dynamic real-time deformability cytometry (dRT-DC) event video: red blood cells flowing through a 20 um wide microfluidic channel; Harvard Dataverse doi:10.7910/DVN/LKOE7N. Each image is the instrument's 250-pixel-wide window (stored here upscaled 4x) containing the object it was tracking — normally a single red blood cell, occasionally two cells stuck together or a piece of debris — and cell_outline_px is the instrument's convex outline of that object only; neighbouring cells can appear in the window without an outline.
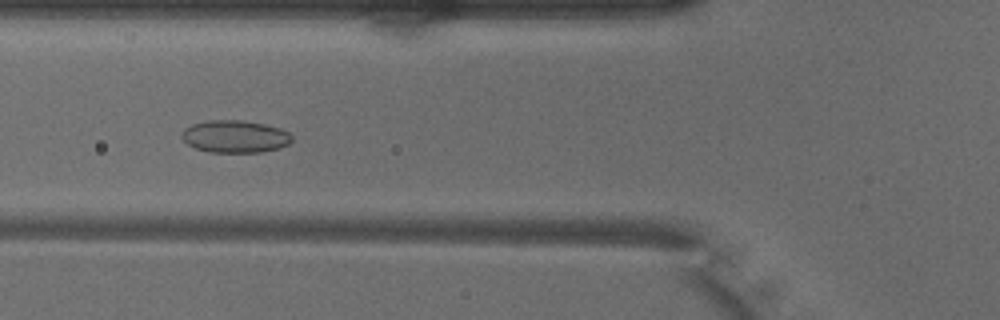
{"species": "common noctule bat (a hibernating species)", "species_latin": "Nyctalus noctula", "temperature_condition": "warm", "stored_images_in_passage": 44, "camera_frame_rate_fps": 3000, "um_per_image_px": 0.085, "animal": {"sex": "male", "body_mass_g": 18.8}, "frame": {"image": 1, "passage_image": 12, "time_ms": 3.667, "image_size_px": [1000, 320], "cell_outline_px": [[292, 140], [288, 144], [276, 148], [260, 152], [208, 152], [196, 148], [188, 144], [184, 140], [184, 128], [192, 124], [208, 120], [240, 120], [264, 124], [280, 128], [288, 132], [292, 136]], "centroid_in_image_um": [19.98, 11.59], "position_along_channel_um": 105.8, "area_um2": 20.52}}
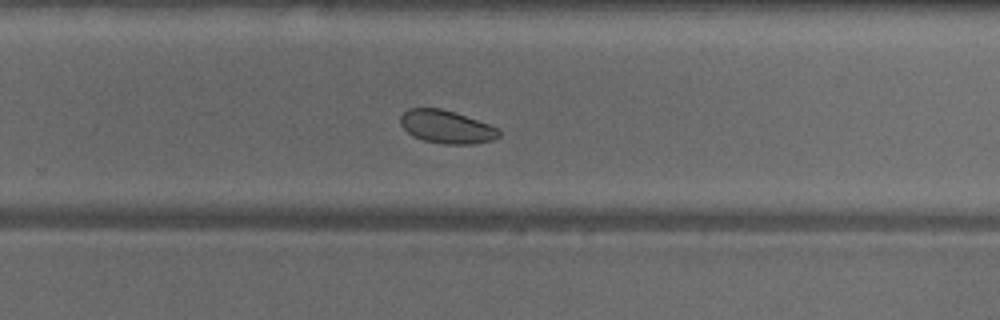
{"frame": {"image": 2, "passage_image": 26, "time_ms": 8.333, "image_size_px": [1000, 320], "cell_outline_px": [[500, 136], [492, 140], [472, 144], [444, 144], [424, 140], [412, 136], [400, 124], [400, 116], [408, 108], [440, 108], [488, 124], [496, 128], [500, 132]], "centroid_in_image_um": [37.91, 10.79], "position_along_channel_um": 291.9, "area_um2": 18.67}}
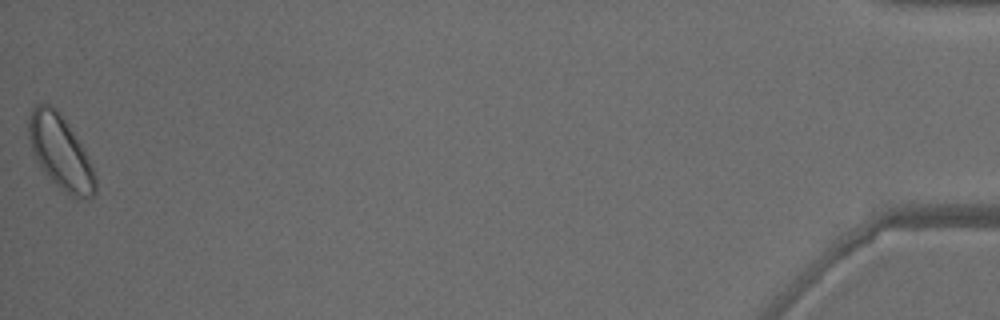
{"frame": {"image": 3, "passage_image": 44, "time_ms": 14.333, "image_size_px": [1000, 320], "cell_outline_px": [[96, 192], [92, 196], [84, 200], [80, 200], [72, 196], [60, 188], [44, 172], [36, 160], [32, 152], [28, 136], [28, 120], [32, 108], [36, 104], [48, 104], [56, 108], [60, 112], [68, 124], [80, 144], [96, 176]], "centroid_in_image_um": [5.12, 12.95], "position_along_channel_um": 430.1, "area_um2": 28.38}, "authors_computed_cell_mechanics": {"area_um2": 20.3745, "velocity_mm_per_s": 3.9879, "shape_relaxation_time_tau1_ms": 1.5477, "shape_relaxation_time_tau2_ms": null, "deformation_change_tau1": 0.0584, "deformation_change_tau2": null}}